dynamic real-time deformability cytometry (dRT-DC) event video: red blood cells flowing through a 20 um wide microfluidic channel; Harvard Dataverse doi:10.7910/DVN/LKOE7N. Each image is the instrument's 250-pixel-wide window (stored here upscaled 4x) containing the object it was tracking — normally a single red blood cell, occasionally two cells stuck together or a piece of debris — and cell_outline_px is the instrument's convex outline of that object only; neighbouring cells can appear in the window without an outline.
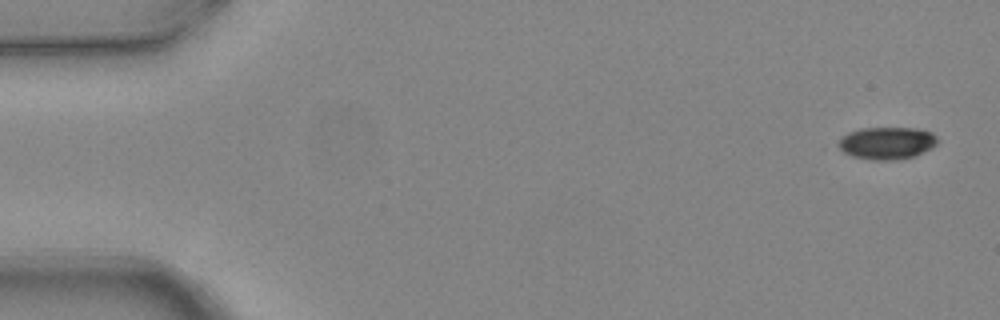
{"species": "common noctule bat (a hibernating species)", "species_latin": "Nyctalus noctula", "temperature_condition": "warm", "stored_images_in_passage": 4, "camera_frame_rate_fps": 3000, "um_per_image_px": 0.085, "animal": {"sex": "female", "body_mass_g": 24.6, "forearm_length_mm": 56.2}, "frame": {"image": 1, "passage_image": 1, "time_ms": 0.0, "image_size_px": [1000, 320], "cell_outline_px": [[940, 140], [932, 148], [916, 156], [896, 160], [872, 160], [852, 156], [844, 152], [836, 144], [848, 132], [860, 128], [916, 128], [932, 132]], "centroid_in_image_um": [75.42, 12.16], "position_along_channel_um": 9.6, "area_um2": 18.84}}
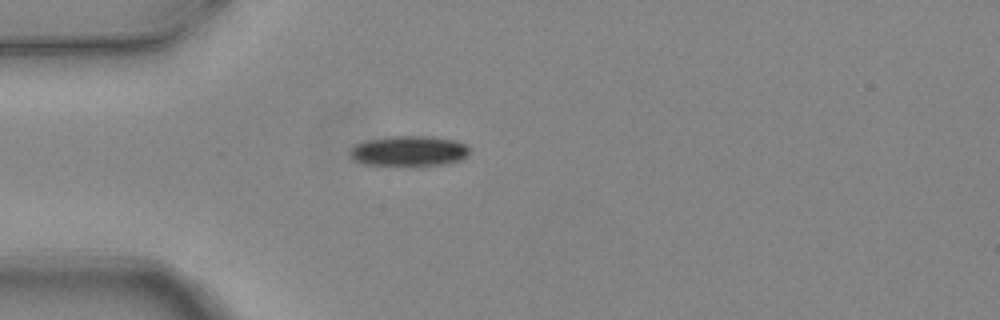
{"frame": {"image": 2, "passage_image": 4, "time_ms": 1.0, "image_size_px": [1000, 320], "cell_outline_px": [[468, 156], [460, 160], [444, 164], [420, 168], [412, 168], [364, 164], [352, 160], [348, 156], [348, 152], [356, 144], [364, 140], [388, 136], [432, 136], [456, 140], [468, 144]], "centroid_in_image_um": [34.74, 12.87], "position_along_channel_um": 50.3, "area_um2": 22.37}}